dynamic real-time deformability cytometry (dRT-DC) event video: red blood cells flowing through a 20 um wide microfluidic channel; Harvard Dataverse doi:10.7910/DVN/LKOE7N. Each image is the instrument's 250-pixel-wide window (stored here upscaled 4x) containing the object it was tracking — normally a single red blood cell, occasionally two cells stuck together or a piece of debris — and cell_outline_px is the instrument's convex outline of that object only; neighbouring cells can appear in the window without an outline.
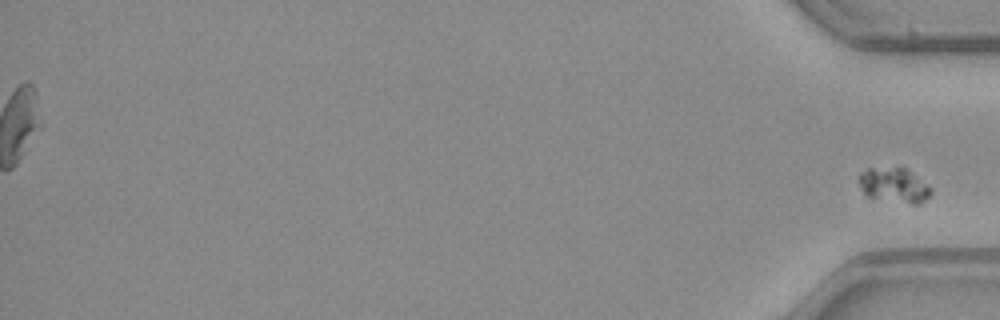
{"species": "common noctule bat (a hibernating species)", "species_latin": "Nyctalus noctula", "temperature_condition": "warm", "stored_images_in_passage": 49, "segment_of_instrument_passage": [2, 2], "camera_frame_rate_fps": 3000, "um_per_image_px": 0.085, "animal": {"sex": "male", "body_mass_g": 23.1, "forearm_length_mm": 52.7}, "frame": {"image": 1, "passage_image": 49, "time_ms": 16.0, "image_size_px": [1000, 320], "cell_outline_px": [[932, 192], [920, 204], [912, 204], [868, 196], [860, 188], [860, 176], [868, 168], [908, 168], [932, 188]], "centroid_in_image_um": [76.05, 15.74], "position_along_channel_um": 359.1, "area_um2": 14.28}}